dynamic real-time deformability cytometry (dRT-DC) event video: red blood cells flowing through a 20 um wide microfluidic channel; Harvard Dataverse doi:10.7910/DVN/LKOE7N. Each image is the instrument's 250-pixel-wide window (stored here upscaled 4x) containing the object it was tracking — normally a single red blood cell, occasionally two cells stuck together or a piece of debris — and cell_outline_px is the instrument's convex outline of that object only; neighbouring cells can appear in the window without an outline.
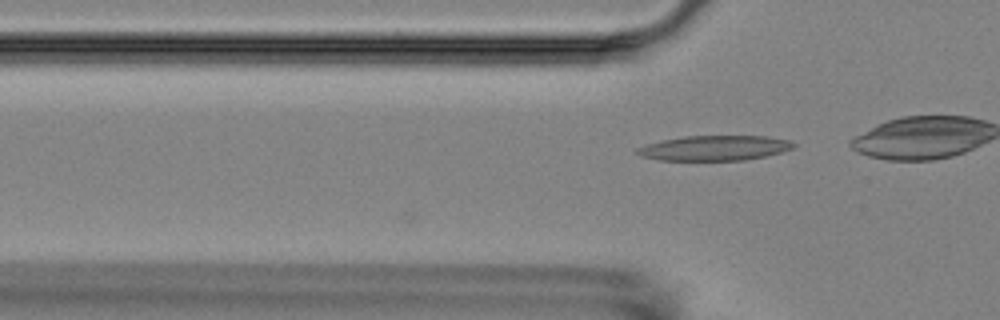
{"species": "Egyptian fruit bat (a non-hibernating species)", "species_latin": "Rousettus aegyptiacus", "temperature_condition": "room temperature", "stored_images_in_passage": 6, "camera_frame_rate_fps": 3000, "um_per_image_px": 0.085, "animal": {"sex": "female"}, "frame": {"image": 1, "passage_image": 4, "time_ms": 3.333, "image_size_px": [1000, 320], "cell_outline_px": [[796, 144], [792, 148], [780, 152], [764, 156], [744, 160], [660, 160], [640, 156], [636, 152], [636, 148], [644, 144], [660, 140], [684, 136], [768, 136], [788, 140]], "centroid_in_image_um": [60.67, 12.57], "position_along_channel_um": 65.1, "area_um2": 22.77}}